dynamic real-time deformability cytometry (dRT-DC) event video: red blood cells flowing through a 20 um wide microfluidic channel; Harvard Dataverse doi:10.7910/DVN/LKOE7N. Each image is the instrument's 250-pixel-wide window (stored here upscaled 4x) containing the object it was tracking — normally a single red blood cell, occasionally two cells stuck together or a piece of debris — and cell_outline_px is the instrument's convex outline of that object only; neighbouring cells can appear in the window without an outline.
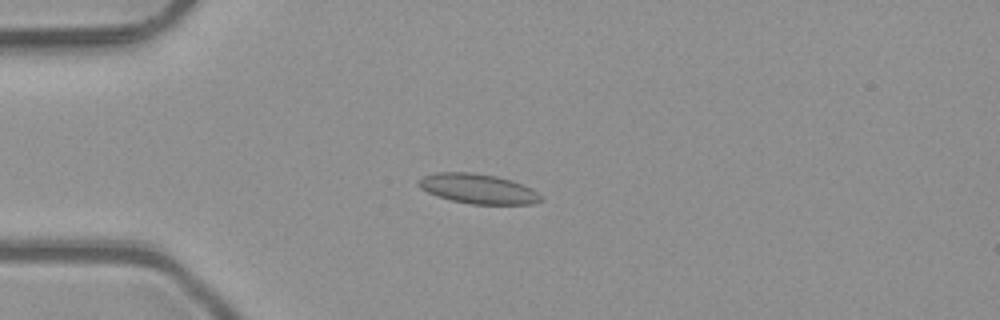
{"species": "common noctule bat (a hibernating species)", "species_latin": "Nyctalus noctula", "temperature_condition": "room temperature", "stored_images_in_passage": 45, "camera_frame_rate_fps": 3000, "um_per_image_px": 0.085, "animal": {"sex": "male", "body_mass_g": 23.1, "forearm_length_mm": 52.7}, "frame": {"image": 1, "passage_image": 8, "time_ms": 2.333, "image_size_px": [1000, 320], "cell_outline_px": [[544, 200], [532, 204], [472, 204], [452, 200], [428, 192], [420, 188], [416, 184], [416, 180], [424, 176], [436, 172], [472, 172], [496, 176], [512, 180], [532, 188], [544, 196]], "centroid_in_image_um": [40.66, 16.04], "position_along_channel_um": 44.3, "area_um2": 21.39}}
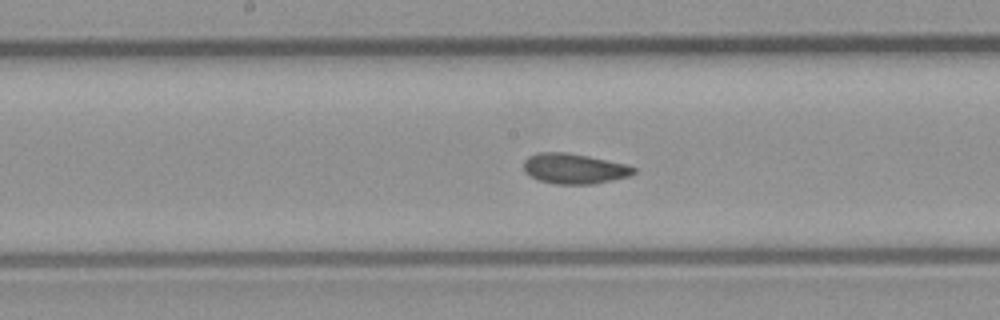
{"frame": {"image": 2, "passage_image": 21, "time_ms": 6.667, "image_size_px": [1000, 320], "cell_outline_px": [[636, 172], [628, 176], [612, 180], [592, 184], [556, 184], [540, 180], [524, 172], [524, 160], [528, 156], [536, 152], [568, 152], [588, 156], [624, 164], [636, 168]], "centroid_in_image_um": [48.78, 14.32], "position_along_channel_um": 199.4, "area_um2": 19.31}}
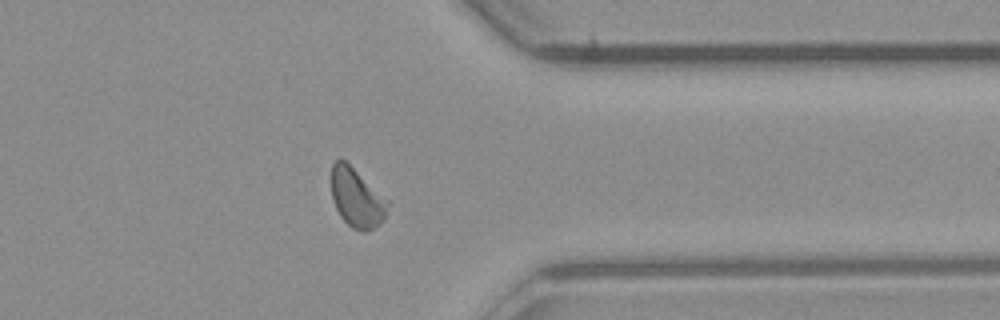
{"frame": {"image": 3, "passage_image": 35, "time_ms": 11.333, "image_size_px": [1000, 320], "cell_outline_px": [[388, 204], [384, 220], [380, 224], [364, 232], [352, 228], [340, 216], [336, 208], [332, 196], [332, 164], [340, 156], [388, 200]], "centroid_in_image_um": [30.31, 16.82], "position_along_channel_um": 381.1, "area_um2": 19.07}, "authors_computed_cell_mechanics": {"area_um2": 19.3052, "velocity_mm_per_s": 4.0723, "shape_relaxation_time_tau1_ms": null, "shape_relaxation_time_tau2_ms": 3.5548, "deformation_change_tau1": null, "deformation_change_tau2": 0.0736}}